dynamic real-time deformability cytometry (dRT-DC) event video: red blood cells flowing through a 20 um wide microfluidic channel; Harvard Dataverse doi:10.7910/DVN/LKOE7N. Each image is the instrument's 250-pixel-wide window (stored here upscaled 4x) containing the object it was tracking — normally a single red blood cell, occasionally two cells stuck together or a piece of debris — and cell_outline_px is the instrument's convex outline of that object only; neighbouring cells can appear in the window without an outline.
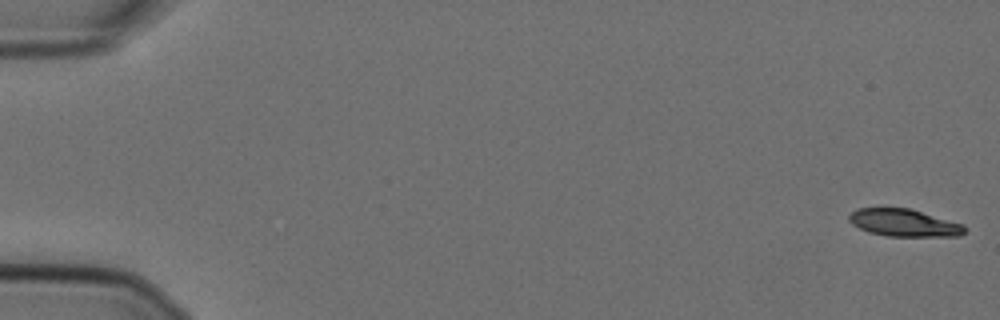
{"species": "Egyptian fruit bat (a non-hibernating species)", "species_latin": "Rousettus aegyptiacus", "temperature_condition": "cold", "stored_images_in_passage": 56, "camera_frame_rate_fps": 3000, "um_per_image_px": 0.085, "animal": {"sex": "female"}, "frame": {"image": 1, "passage_image": 1, "time_ms": 0.0, "image_size_px": [1000, 320], "cell_outline_px": [[968, 228], [960, 236], [888, 236], [868, 232], [852, 224], [848, 220], [848, 216], [856, 208], [880, 204], [908, 208], [964, 224]], "centroid_in_image_um": [76.77, 18.89], "position_along_channel_um": 8.2, "area_um2": 19.19}}
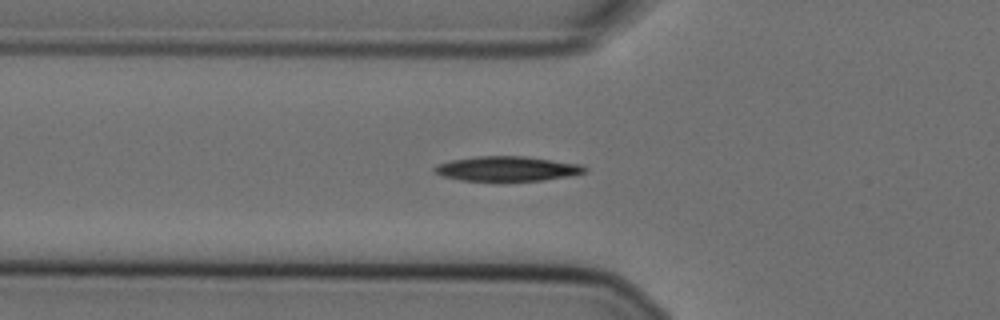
{"frame": {"image": 2, "passage_image": 20, "time_ms": 6.333, "image_size_px": [1000, 320], "cell_outline_px": [[588, 168], [584, 172], [568, 176], [544, 180], [500, 184], [460, 180], [444, 176], [432, 172], [432, 168], [436, 164], [452, 160], [476, 156], [524, 156], [580, 164]], "centroid_in_image_um": [43.03, 14.39], "position_along_channel_um": 82.8, "area_um2": 22.66}}
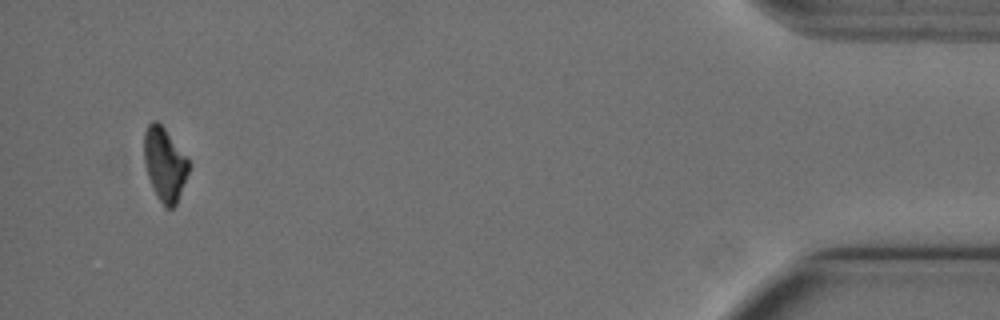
{"frame": {"image": 3, "passage_image": 54, "time_ms": 17.667, "image_size_px": [1000, 320], "cell_outline_px": [[188, 172], [176, 204], [172, 208], [164, 208], [148, 176], [144, 164], [144, 132], [148, 124], [152, 120], [156, 120], [164, 128], [188, 160]], "centroid_in_image_um": [13.97, 13.94], "position_along_channel_um": 421.2, "area_um2": 18.55}, "authors_computed_cell_mechanics": {"area_um2": 20.6346, "velocity_mm_per_s": 3.613, "shape_relaxation_time_tau1_ms": 5.298, "shape_relaxation_time_tau2_ms": null, "deformation_change_tau1": 0.1458, "deformation_change_tau2": null}}